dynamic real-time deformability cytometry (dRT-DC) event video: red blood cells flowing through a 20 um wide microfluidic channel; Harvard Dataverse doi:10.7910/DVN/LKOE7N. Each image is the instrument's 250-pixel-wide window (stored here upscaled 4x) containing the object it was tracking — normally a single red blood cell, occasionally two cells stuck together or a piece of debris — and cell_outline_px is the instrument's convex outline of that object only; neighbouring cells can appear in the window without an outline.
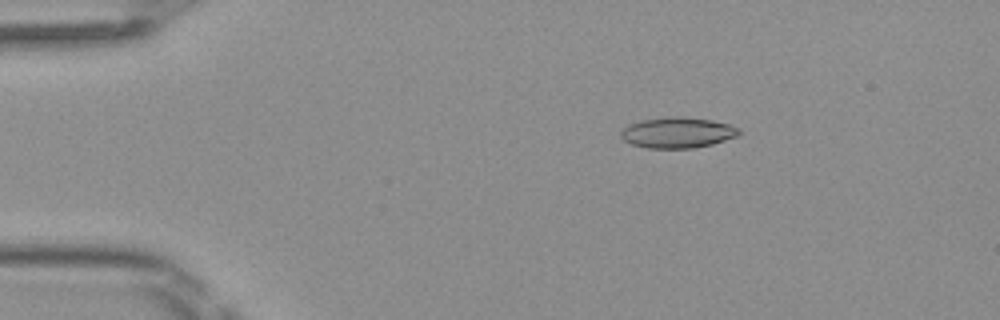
{"species": "Egyptian fruit bat (a non-hibernating species)", "species_latin": "Rousettus aegyptiacus", "temperature_condition": "room temperature", "stored_images_in_passage": 45, "camera_frame_rate_fps": 3000, "um_per_image_px": 0.085, "frame": {"image": 1, "passage_image": 4, "time_ms": 1.0, "image_size_px": [1000, 320], "cell_outline_px": [[740, 132], [736, 136], [712, 144], [692, 148], [648, 148], [632, 144], [624, 140], [620, 136], [620, 132], [628, 124], [640, 120], [668, 116], [680, 116], [712, 120], [728, 124], [740, 128]], "centroid_in_image_um": [57.56, 11.26], "position_along_channel_um": 27.4, "area_um2": 21.15}}
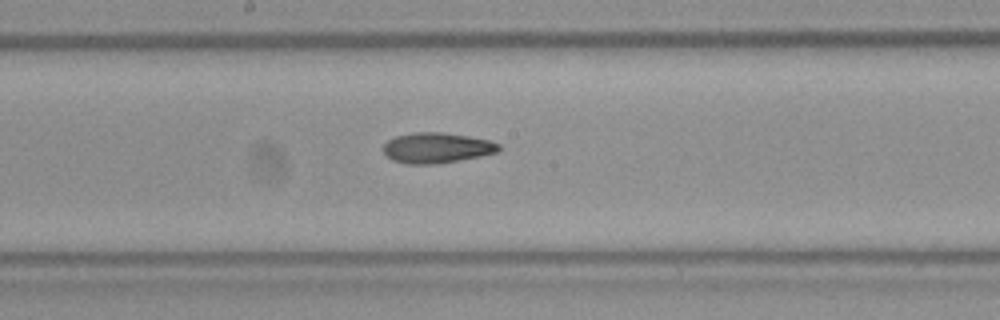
{"frame": {"image": 2, "passage_image": 22, "time_ms": 7.0, "image_size_px": [1000, 320], "cell_outline_px": [[500, 148], [496, 152], [480, 156], [460, 160], [436, 164], [408, 164], [392, 160], [384, 152], [384, 144], [388, 140], [396, 136], [412, 132], [440, 132], [468, 136], [488, 140], [500, 144]], "centroid_in_image_um": [37.11, 12.56], "position_along_channel_um": 211.1, "area_um2": 20.35}}
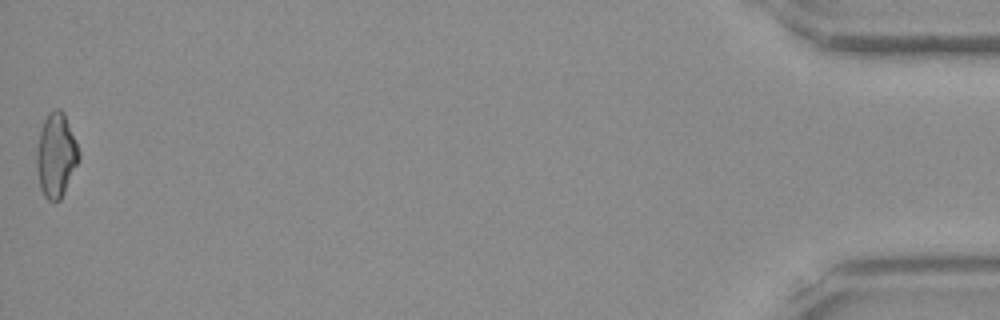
{"frame": {"image": 3, "passage_image": 45, "time_ms": 14.667, "image_size_px": [1000, 320], "cell_outline_px": [[80, 160], [60, 200], [48, 200], [44, 196], [40, 188], [36, 164], [36, 152], [40, 132], [44, 120], [48, 112], [56, 108], [60, 108], [64, 112], [80, 152]], "centroid_in_image_um": [4.77, 13.18], "position_along_channel_um": 430.4, "area_um2": 20.69}, "authors_computed_cell_mechanics": {"area_um2": 20.3456, "velocity_mm_per_s": 4.1086, "shape_relaxation_time_tau1_ms": 8.0563, "shape_relaxation_time_tau2_ms": 3.609, "deformation_change_tau1": 0.224, "deformation_change_tau2": 0.1245}}